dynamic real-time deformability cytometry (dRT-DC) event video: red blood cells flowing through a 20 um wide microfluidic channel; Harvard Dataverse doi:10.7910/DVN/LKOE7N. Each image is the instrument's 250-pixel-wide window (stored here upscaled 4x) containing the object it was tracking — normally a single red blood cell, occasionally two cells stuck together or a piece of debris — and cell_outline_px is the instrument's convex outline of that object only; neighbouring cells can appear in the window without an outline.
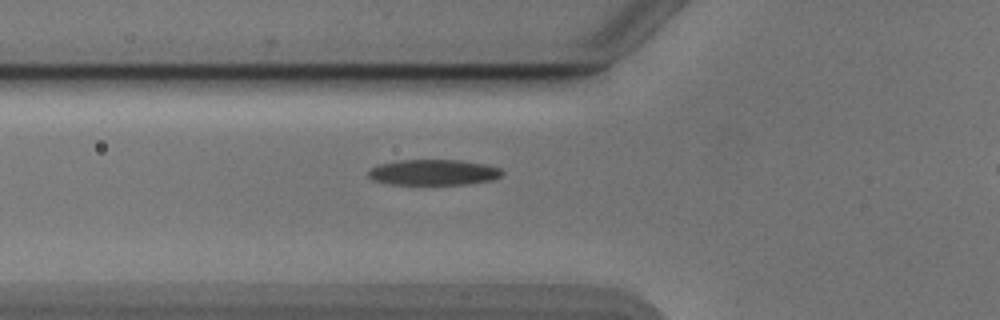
{"species": "Egyptian fruit bat (a non-hibernating species)", "species_latin": "Rousettus aegyptiacus", "temperature_condition": "cold", "stored_images_in_passage": 39, "camera_frame_rate_fps": 3000, "um_per_image_px": 0.085, "animal": {"sex": "male"}, "frame": {"image": 1, "passage_image": 10, "time_ms": 3.0, "image_size_px": [1000, 320], "cell_outline_px": [[504, 172], [500, 176], [492, 180], [468, 184], [392, 184], [376, 180], [368, 176], [368, 172], [376, 164], [400, 160], [460, 160], [484, 164], [500, 168]], "centroid_in_image_um": [36.86, 14.64], "position_along_channel_um": 88.9, "area_um2": 19.88}}
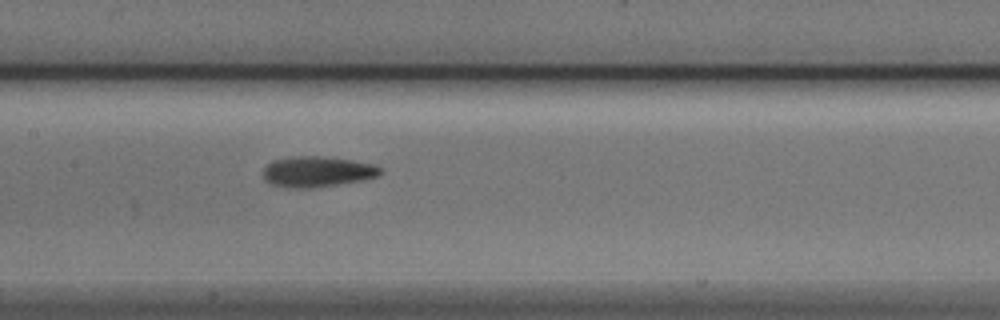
{"frame": {"image": 2, "passage_image": 17, "time_ms": 5.333, "image_size_px": [1000, 320], "cell_outline_px": [[384, 168], [380, 176], [360, 180], [312, 188], [296, 188], [272, 184], [264, 180], [264, 168], [272, 160], [292, 156], [320, 156], [352, 160], [376, 164]], "centroid_in_image_um": [27.01, 14.57], "position_along_channel_um": 180.4, "area_um2": 20.92}}
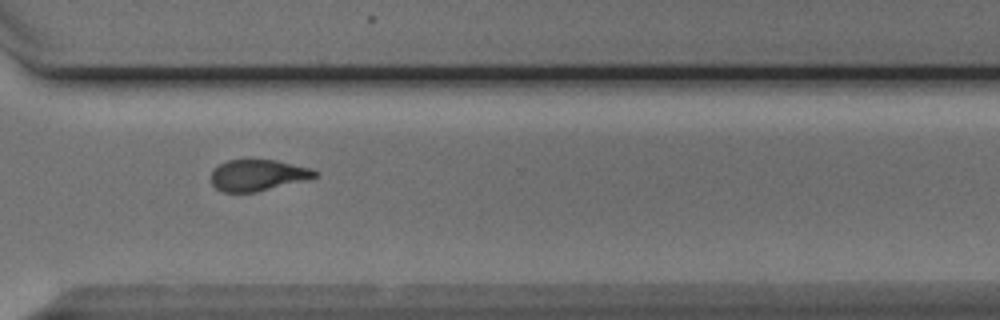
{"frame": {"image": 3, "passage_image": 30, "time_ms": 9.667, "image_size_px": [1000, 320], "cell_outline_px": [[316, 176], [308, 180], [256, 192], [224, 192], [216, 188], [212, 184], [212, 168], [228, 160], [276, 160], [312, 168], [316, 172]], "centroid_in_image_um": [21.92, 14.89], "position_along_channel_um": 348.7, "area_um2": 18.9}, "authors_computed_cell_mechanics": {"area_um2": 20.5768, "velocity_mm_per_s": 3.8896, "shape_relaxation_time_tau1_ms": 4.9186, "shape_relaxation_time_tau2_ms": 4.0642, "deformation_change_tau1": 0.178, "deformation_change_tau2": 0.1241}}